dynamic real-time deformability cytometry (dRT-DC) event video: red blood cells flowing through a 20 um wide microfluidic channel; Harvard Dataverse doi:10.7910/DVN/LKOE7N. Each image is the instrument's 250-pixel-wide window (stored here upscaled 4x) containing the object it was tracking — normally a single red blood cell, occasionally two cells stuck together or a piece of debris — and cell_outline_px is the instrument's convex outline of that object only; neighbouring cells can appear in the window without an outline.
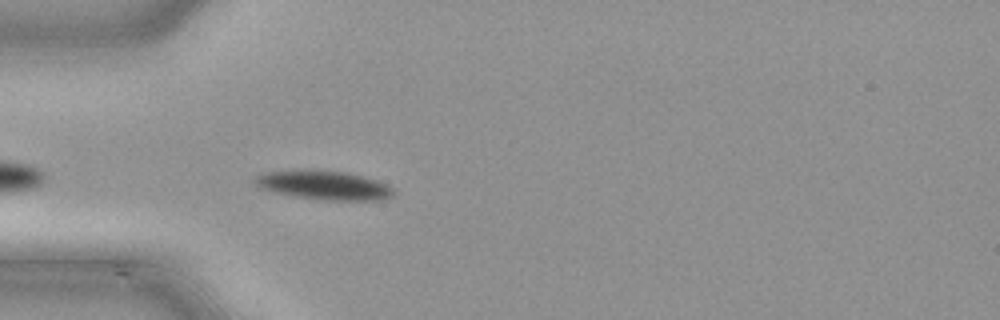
{"species": "common noctule bat (a hibernating species)", "species_latin": "Nyctalus noctula", "temperature_condition": "cold", "stored_images_in_passage": 36, "camera_frame_rate_fps": 3000, "um_per_image_px": 0.085, "animal": {"sex": "male", "body_mass_g": 21.5, "forearm_length_mm": 52.0}, "frame": {"image": 1, "passage_image": 3, "time_ms": 0.667, "image_size_px": [1000, 320], "cell_outline_px": [[392, 196], [376, 200], [320, 200], [276, 192], [260, 188], [252, 180], [256, 176], [268, 172], [344, 172], [376, 180], [392, 188]], "centroid_in_image_um": [27.54, 15.78], "position_along_channel_um": 57.5, "area_um2": 22.08}}
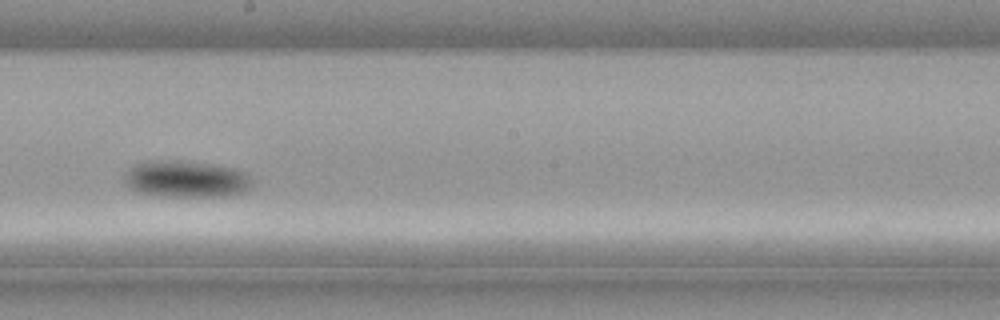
{"frame": {"image": 2, "passage_image": 16, "time_ms": 5.0, "image_size_px": [1000, 320], "cell_outline_px": [[252, 184], [244, 192], [224, 196], [160, 196], [136, 192], [128, 188], [124, 184], [124, 176], [136, 164], [148, 160], [180, 160], [212, 164], [232, 168], [244, 172], [248, 176]], "centroid_in_image_um": [15.76, 15.22], "position_along_channel_um": 232.4, "area_um2": 27.34}}
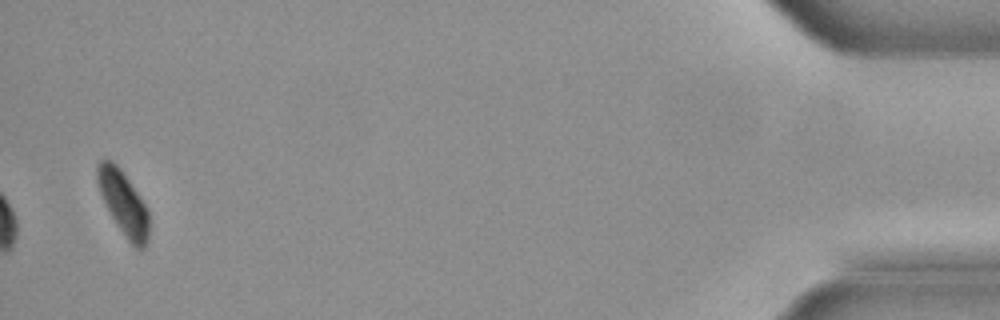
{"frame": {"image": 3, "passage_image": 36, "time_ms": 11.667, "image_size_px": [1000, 320], "cell_outline_px": [[148, 240], [144, 248], [140, 252], [128, 240], [116, 224], [100, 192], [96, 180], [96, 164], [100, 160], [112, 160], [120, 168], [148, 208]], "centroid_in_image_um": [10.49, 17.26], "position_along_channel_um": 424.7, "area_um2": 19.07}}